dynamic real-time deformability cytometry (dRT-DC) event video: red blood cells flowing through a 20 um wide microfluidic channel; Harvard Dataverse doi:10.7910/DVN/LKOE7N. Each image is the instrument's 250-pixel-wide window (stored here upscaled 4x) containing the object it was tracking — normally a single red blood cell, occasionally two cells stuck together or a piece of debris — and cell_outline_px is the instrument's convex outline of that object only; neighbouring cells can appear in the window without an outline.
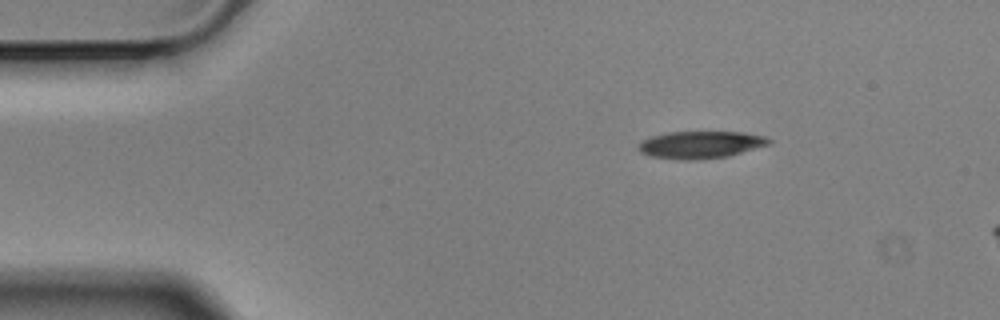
{"species": "Egyptian fruit bat (a non-hibernating species)", "species_latin": "Rousettus aegyptiacus", "temperature_condition": "cold", "stored_images_in_passage": 7, "camera_frame_rate_fps": 3000, "um_per_image_px": 0.085, "animal": {"sex": "male"}, "frame": {"image": 1, "passage_image": 1, "time_ms": 0.0, "image_size_px": [1000, 320], "cell_outline_px": [[772, 140], [768, 144], [728, 156], [700, 160], [680, 160], [648, 156], [640, 152], [636, 148], [640, 140], [652, 136], [668, 132], [744, 132], [764, 136]], "centroid_in_image_um": [59.47, 12.31], "position_along_channel_um": 25.5, "area_um2": 20.87}}